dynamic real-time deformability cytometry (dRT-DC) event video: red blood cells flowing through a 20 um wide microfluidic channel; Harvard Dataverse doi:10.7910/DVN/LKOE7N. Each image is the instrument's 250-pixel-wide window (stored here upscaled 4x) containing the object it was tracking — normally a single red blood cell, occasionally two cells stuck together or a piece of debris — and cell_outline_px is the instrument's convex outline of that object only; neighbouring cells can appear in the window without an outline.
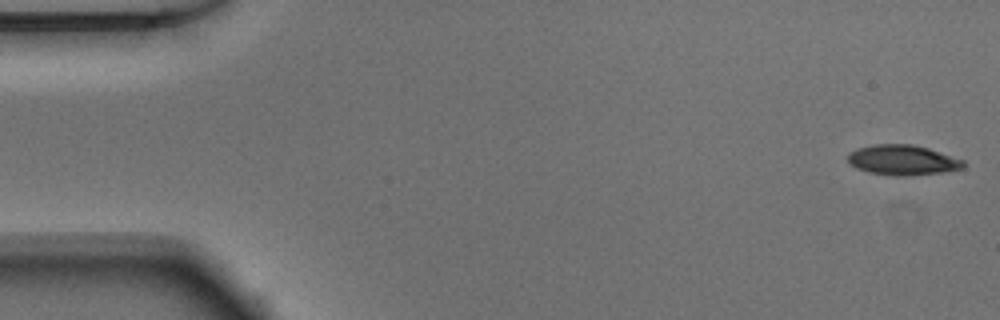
{"species": "Egyptian fruit bat (a non-hibernating species)", "species_latin": "Rousettus aegyptiacus", "temperature_condition": "warm", "stored_images_in_passage": 51, "camera_frame_rate_fps": 3000, "um_per_image_px": 0.085, "animal": {"sex": "male"}, "frame": {"image": 1, "passage_image": 1, "time_ms": 0.0, "image_size_px": [1000, 320], "cell_outline_px": [[964, 168], [944, 172], [908, 176], [896, 176], [868, 172], [856, 168], [848, 164], [848, 152], [856, 148], [872, 144], [912, 144], [928, 148], [964, 160]], "centroid_in_image_um": [76.69, 13.6], "position_along_channel_um": 8.3, "area_um2": 20.52}}
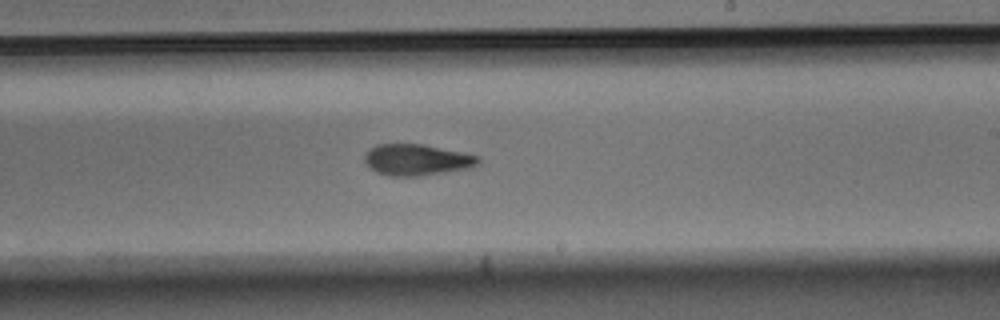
{"frame": {"image": 2, "passage_image": 30, "time_ms": 9.667, "image_size_px": [1000, 320], "cell_outline_px": [[480, 160], [472, 168], [420, 176], [392, 176], [376, 172], [368, 168], [364, 160], [364, 156], [376, 144], [424, 144], [464, 152], [480, 156]], "centroid_in_image_um": [35.45, 13.58], "position_along_channel_um": 253.6, "area_um2": 20.87}}
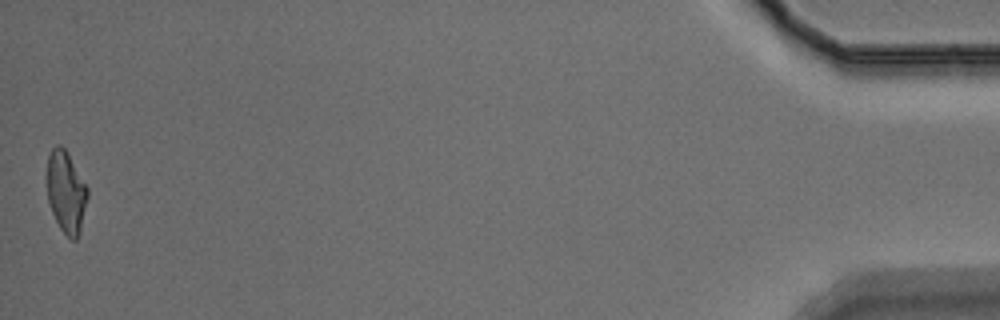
{"frame": {"image": 3, "passage_image": 51, "time_ms": 16.667, "image_size_px": [1000, 320], "cell_outline_px": [[88, 196], [80, 232], [76, 240], [72, 240], [60, 228], [52, 212], [48, 200], [48, 156], [52, 148], [56, 144], [60, 144], [68, 152], [88, 188]], "centroid_in_image_um": [5.63, 16.3], "position_along_channel_um": 429.6, "area_um2": 19.19}, "authors_computed_cell_mechanics": {"area_um2": 20.6346, "velocity_mm_per_s": 3.897, "shape_relaxation_time_tau1_ms": 4.1395, "shape_relaxation_time_tau2_ms": 2.5155, "deformation_change_tau1": 0.1485, "deformation_change_tau2": 0.1038}}